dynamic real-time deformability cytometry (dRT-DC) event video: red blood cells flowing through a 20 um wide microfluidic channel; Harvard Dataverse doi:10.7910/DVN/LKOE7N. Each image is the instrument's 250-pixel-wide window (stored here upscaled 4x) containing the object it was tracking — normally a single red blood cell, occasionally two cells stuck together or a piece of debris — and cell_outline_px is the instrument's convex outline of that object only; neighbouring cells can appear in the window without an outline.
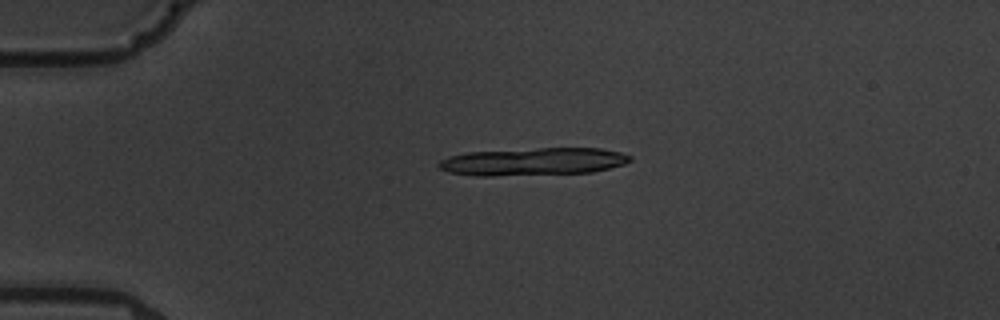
{"species": "common noctule bat (a hibernating species)", "species_latin": "Nyctalus noctula", "temperature_condition": "warm", "stored_images_in_passage": 7, "camera_frame_rate_fps": 3000, "um_per_image_px": 0.085, "animal": {"sex": "male", "body_mass_g": 19.5, "forearm_length_mm": 54.6}, "frame": {"image": 1, "passage_image": 2, "time_ms": 1.333, "image_size_px": [1000, 320], "cell_outline_px": [[632, 160], [624, 164], [592, 172], [492, 176], [476, 176], [448, 172], [440, 168], [436, 164], [440, 160], [448, 156], [468, 152], [540, 148], [600, 148], [620, 152], [632, 156]], "centroid_in_image_um": [45.3, 13.73], "position_along_channel_um": 39.7, "area_um2": 30.81}}
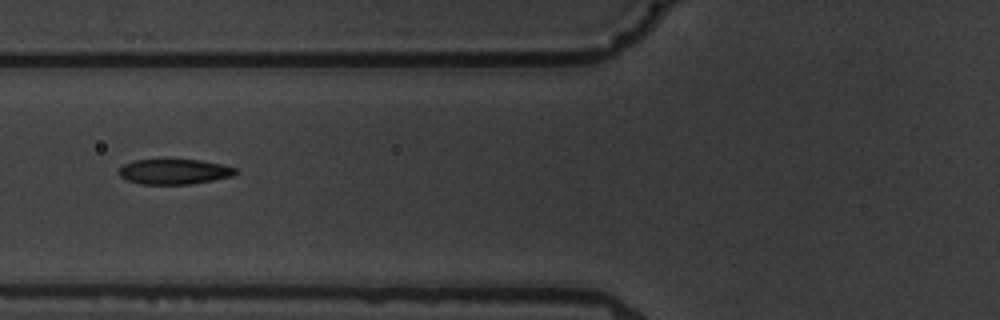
{"frame": {"image": 2, "passage_image": 5, "time_ms": 4.667, "image_size_px": [1000, 320], "cell_outline_px": [[240, 172], [232, 176], [192, 184], [140, 184], [128, 180], [120, 176], [116, 172], [124, 164], [132, 160], [200, 160], [224, 164], [236, 168]], "centroid_in_image_um": [14.83, 14.59], "position_along_channel_um": 111.0, "area_um2": 17.22}}
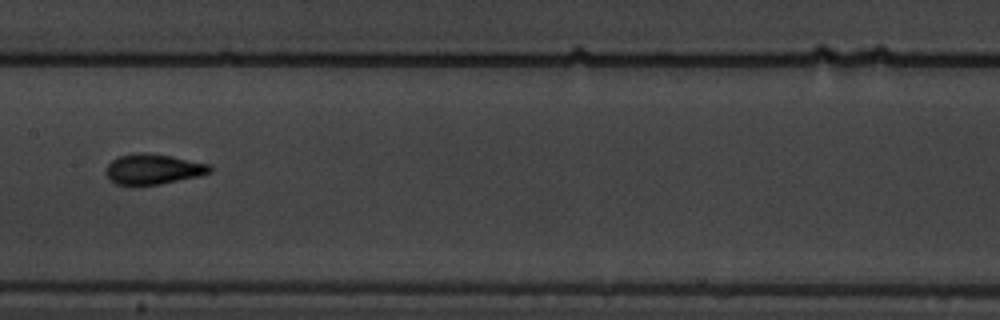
{"frame": {"image": 3, "passage_image": 7, "time_ms": 7.0, "image_size_px": [1000, 320], "cell_outline_px": [[212, 172], [200, 176], [160, 184], [116, 184], [104, 172], [104, 168], [112, 160], [120, 156], [136, 152], [144, 152], [172, 156], [212, 164]], "centroid_in_image_um": [13.06, 14.36], "position_along_channel_um": 194.3, "area_um2": 18.44}}